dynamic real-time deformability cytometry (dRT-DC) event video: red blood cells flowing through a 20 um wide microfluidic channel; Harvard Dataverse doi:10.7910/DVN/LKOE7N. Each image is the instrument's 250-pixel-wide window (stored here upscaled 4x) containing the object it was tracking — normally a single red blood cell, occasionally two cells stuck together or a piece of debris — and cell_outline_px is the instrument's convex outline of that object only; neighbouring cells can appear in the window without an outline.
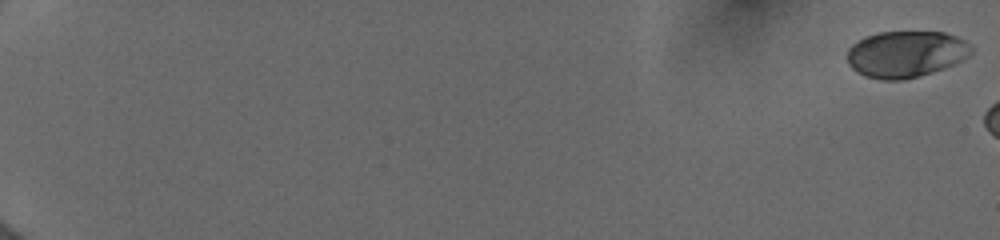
{"species": "human", "species_latin": "Homo sapiens", "temperature_condition": "cold", "stored_images_in_passage": 8, "camera_frame_rate_fps": 3000, "um_per_image_px": 0.085, "donor": {"sex": "female"}, "frame": {"image": 1, "passage_image": 1, "time_ms": 0.0, "image_size_px": [1000, 240], "cell_outline_px": [[972, 52], [968, 56], [956, 64], [932, 72], [904, 80], [884, 80], [864, 76], [856, 72], [848, 64], [848, 48], [856, 40], [864, 36], [880, 32], [944, 32], [956, 36], [964, 40], [972, 48]], "centroid_in_image_um": [76.98, 4.6], "position_along_channel_um": 8.0, "area_um2": 33.81}}